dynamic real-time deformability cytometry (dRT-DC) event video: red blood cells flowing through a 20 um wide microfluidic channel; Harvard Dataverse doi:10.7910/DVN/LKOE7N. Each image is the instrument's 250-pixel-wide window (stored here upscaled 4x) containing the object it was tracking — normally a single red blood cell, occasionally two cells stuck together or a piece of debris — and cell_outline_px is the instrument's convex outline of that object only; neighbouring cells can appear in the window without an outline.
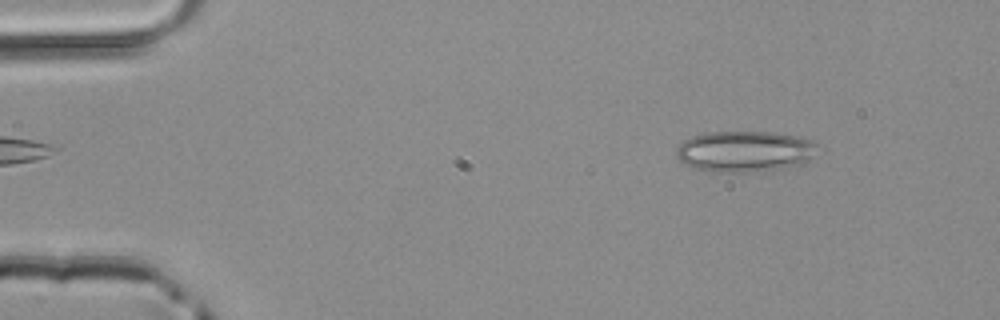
{"species": "common noctule bat (a hibernating species)", "species_latin": "Nyctalus noctula", "temperature_condition": "room temperature", "stored_images_in_passage": 44, "camera_frame_rate_fps": 3000, "um_per_image_px": 0.085, "animal": {"sex": "male", "body_mass_g": 20.4}, "frame": {"image": 1, "passage_image": 1, "time_ms": 0.0, "image_size_px": [1000, 320], "cell_outline_px": [[816, 148], [804, 160], [788, 168], [744, 172], [712, 172], [692, 168], [684, 164], [676, 156], [676, 148], [684, 140], [692, 136], [708, 132], [772, 132], [800, 136], [812, 140], [816, 144]], "centroid_in_image_um": [63.21, 12.86], "position_along_channel_um": 21.8, "area_um2": 33.52}}
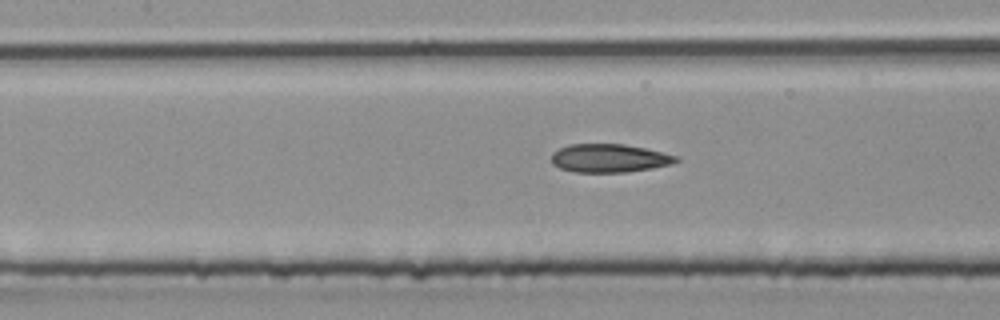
{"frame": {"image": 2, "passage_image": 17, "time_ms": 5.333, "image_size_px": [1000, 320], "cell_outline_px": [[680, 160], [672, 164], [652, 168], [628, 172], [572, 172], [560, 168], [552, 164], [552, 152], [568, 144], [624, 144], [644, 148], [680, 156]], "centroid_in_image_um": [51.8, 13.45], "position_along_channel_um": 155.6, "area_um2": 20.75}}
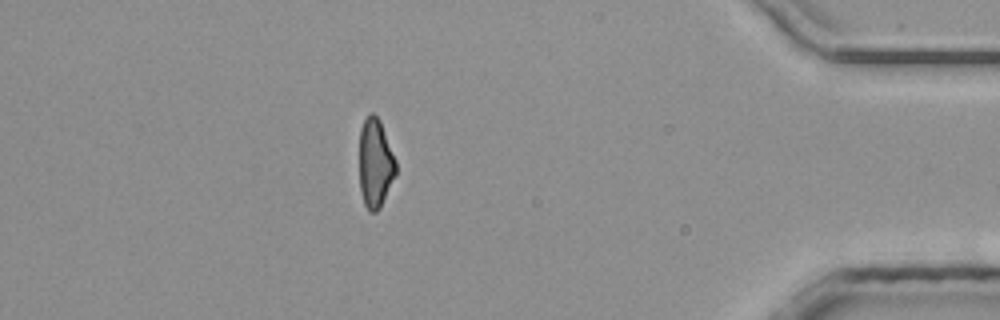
{"frame": {"image": 3, "passage_image": 38, "time_ms": 12.333, "image_size_px": [1000, 320], "cell_outline_px": [[396, 176], [380, 208], [376, 212], [368, 212], [364, 204], [360, 192], [360, 128], [368, 112], [372, 112], [380, 120], [396, 160]], "centroid_in_image_um": [31.9, 13.89], "position_along_channel_um": 403.3, "area_um2": 19.19}}